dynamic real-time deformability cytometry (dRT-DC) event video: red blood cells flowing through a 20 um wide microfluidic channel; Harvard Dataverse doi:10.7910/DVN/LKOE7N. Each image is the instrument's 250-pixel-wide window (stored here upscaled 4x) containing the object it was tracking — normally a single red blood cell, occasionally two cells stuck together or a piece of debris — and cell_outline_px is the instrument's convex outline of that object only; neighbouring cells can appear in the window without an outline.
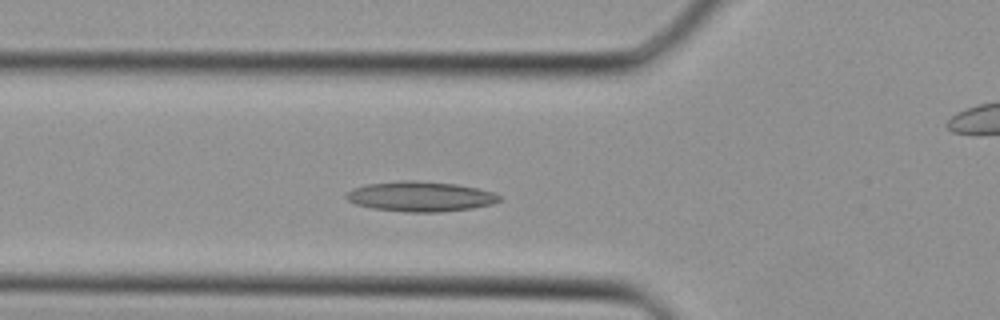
{"species": "Egyptian fruit bat (a non-hibernating species)", "species_latin": "Rousettus aegyptiacus", "temperature_condition": "cold", "stored_images_in_passage": 34, "camera_frame_rate_fps": 3000, "um_per_image_px": 0.085, "animal": {"sex": "female"}, "frame": {"image": 1, "passage_image": 9, "time_ms": 2.667, "image_size_px": [1000, 320], "cell_outline_px": [[500, 200], [492, 204], [472, 208], [440, 212], [408, 212], [372, 208], [356, 204], [348, 200], [344, 196], [352, 188], [364, 184], [400, 180], [416, 180], [456, 184], [476, 188], [492, 192], [500, 196]], "centroid_in_image_um": [35.69, 16.69], "position_along_channel_um": 90.1, "area_um2": 26.82}}
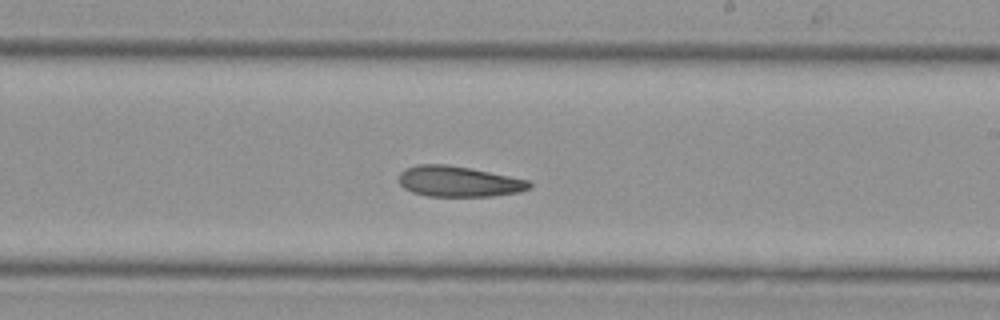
{"frame": {"image": 2, "passage_image": 18, "time_ms": 5.667, "image_size_px": [1000, 320], "cell_outline_px": [[532, 188], [520, 192], [492, 196], [428, 196], [412, 192], [404, 188], [396, 180], [400, 172], [404, 168], [416, 164], [444, 164], [468, 168], [528, 180], [532, 184]], "centroid_in_image_um": [38.93, 15.43], "position_along_channel_um": 250.1, "area_um2": 23.35}}
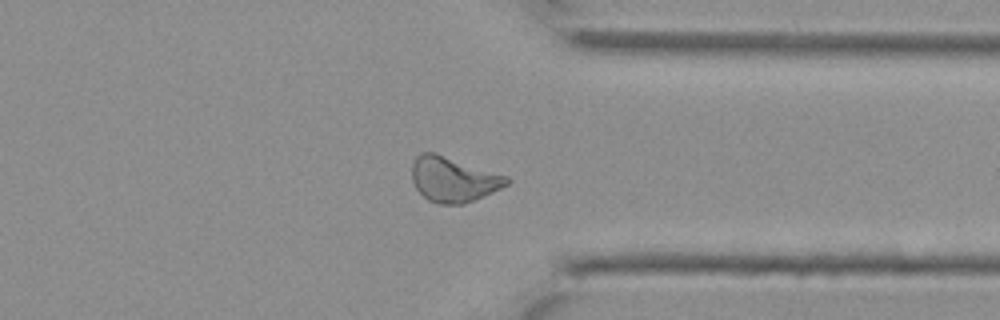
{"frame": {"image": 3, "passage_image": 25, "time_ms": 8.0, "image_size_px": [1000, 320], "cell_outline_px": [[512, 180], [508, 184], [492, 192], [464, 204], [440, 204], [428, 200], [416, 188], [412, 180], [412, 164], [416, 156], [420, 152], [436, 152], [508, 176]], "centroid_in_image_um": [38.53, 15.23], "position_along_channel_um": 372.9, "area_um2": 24.97}}